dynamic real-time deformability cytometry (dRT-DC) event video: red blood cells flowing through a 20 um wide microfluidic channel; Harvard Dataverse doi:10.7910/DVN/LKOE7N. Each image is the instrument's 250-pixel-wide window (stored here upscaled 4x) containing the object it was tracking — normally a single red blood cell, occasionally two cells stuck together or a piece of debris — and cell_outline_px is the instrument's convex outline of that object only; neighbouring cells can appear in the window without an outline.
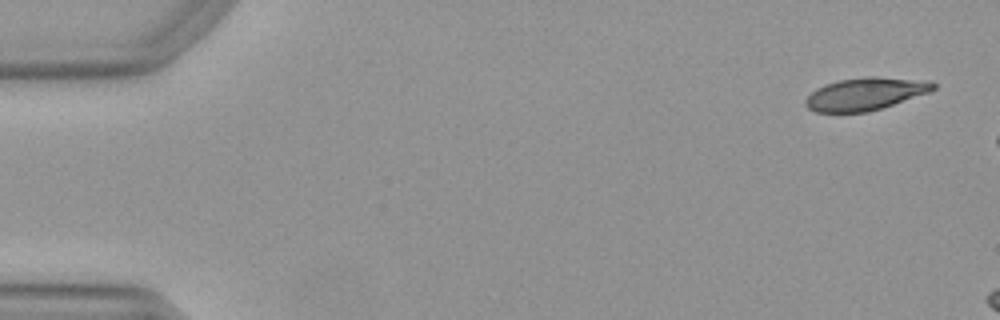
{"species": "Egyptian fruit bat (a non-hibernating species)", "species_latin": "Rousettus aegyptiacus", "temperature_condition": "warm", "stored_images_in_passage": 7, "camera_frame_rate_fps": 3000, "um_per_image_px": 0.085, "animal": {"sex": "female"}, "frame": {"image": 1, "passage_image": 1, "time_ms": 0.0, "image_size_px": [1000, 320], "cell_outline_px": [[936, 88], [928, 92], [868, 112], [816, 112], [808, 108], [804, 104], [804, 100], [816, 88], [824, 84], [840, 80], [868, 76], [876, 76], [932, 80], [936, 84]], "centroid_in_image_um": [73.55, 7.96], "position_along_channel_um": 11.4, "area_um2": 24.22}}